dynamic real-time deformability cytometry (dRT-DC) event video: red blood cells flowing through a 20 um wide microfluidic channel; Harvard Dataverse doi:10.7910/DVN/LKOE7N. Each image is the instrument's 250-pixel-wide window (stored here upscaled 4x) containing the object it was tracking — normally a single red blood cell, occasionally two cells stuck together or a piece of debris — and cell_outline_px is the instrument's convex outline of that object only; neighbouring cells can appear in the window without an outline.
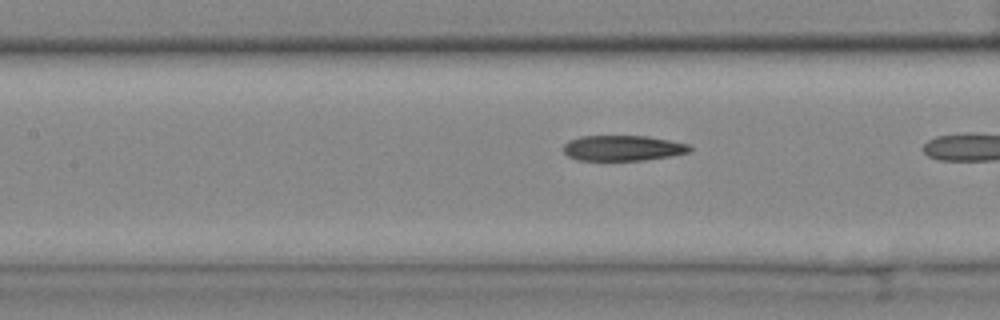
{"species": "common noctule bat (a hibernating species)", "species_latin": "Nyctalus noctula", "temperature_condition": "cold", "stored_images_in_passage": 8, "camera_frame_rate_fps": 3000, "um_per_image_px": 0.085, "animal": {"sex": "female", "body_mass_g": 25.1}, "frame": {"image": 1, "passage_image": 7, "time_ms": 2.0, "image_size_px": [1000, 320], "cell_outline_px": [[692, 152], [672, 156], [644, 160], [576, 160], [568, 156], [564, 152], [564, 144], [568, 140], [580, 136], [648, 136], [688, 144], [692, 148]], "centroid_in_image_um": [52.95, 12.59], "position_along_channel_um": 154.5, "area_um2": 18.84}}